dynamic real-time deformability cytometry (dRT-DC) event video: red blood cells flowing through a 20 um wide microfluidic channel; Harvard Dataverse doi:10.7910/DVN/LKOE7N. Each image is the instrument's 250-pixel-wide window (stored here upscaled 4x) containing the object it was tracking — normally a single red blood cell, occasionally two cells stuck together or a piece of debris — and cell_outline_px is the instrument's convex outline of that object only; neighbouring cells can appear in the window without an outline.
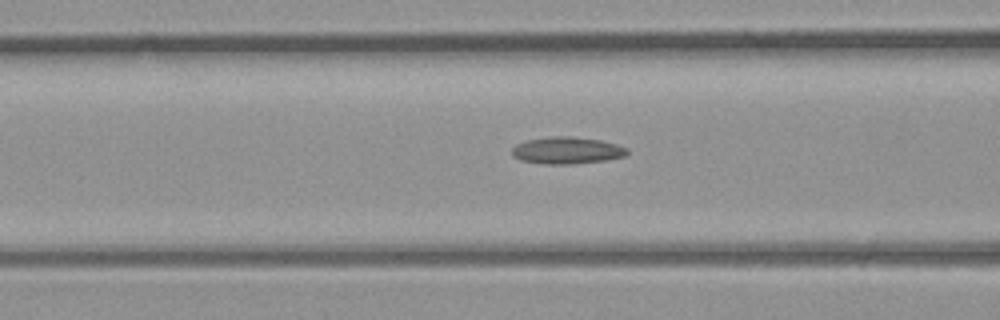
{"species": "common noctule bat (a hibernating species)", "species_latin": "Nyctalus noctula", "temperature_condition": "room temperature", "stored_images_in_passage": 13, "camera_frame_rate_fps": 3000, "um_per_image_px": 0.085, "animal": {"sex": "male", "body_mass_g": 23.1, "forearm_length_mm": 52.7}, "frame": {"image": 1, "passage_image": 11, "time_ms": 3.333, "image_size_px": [1000, 320], "cell_outline_px": [[628, 152], [624, 156], [608, 160], [572, 164], [544, 164], [520, 160], [512, 156], [512, 148], [516, 144], [524, 140], [552, 136], [572, 136], [600, 140], [616, 144], [628, 148]], "centroid_in_image_um": [48.17, 12.78], "position_along_channel_um": 118.4, "area_um2": 18.26}}